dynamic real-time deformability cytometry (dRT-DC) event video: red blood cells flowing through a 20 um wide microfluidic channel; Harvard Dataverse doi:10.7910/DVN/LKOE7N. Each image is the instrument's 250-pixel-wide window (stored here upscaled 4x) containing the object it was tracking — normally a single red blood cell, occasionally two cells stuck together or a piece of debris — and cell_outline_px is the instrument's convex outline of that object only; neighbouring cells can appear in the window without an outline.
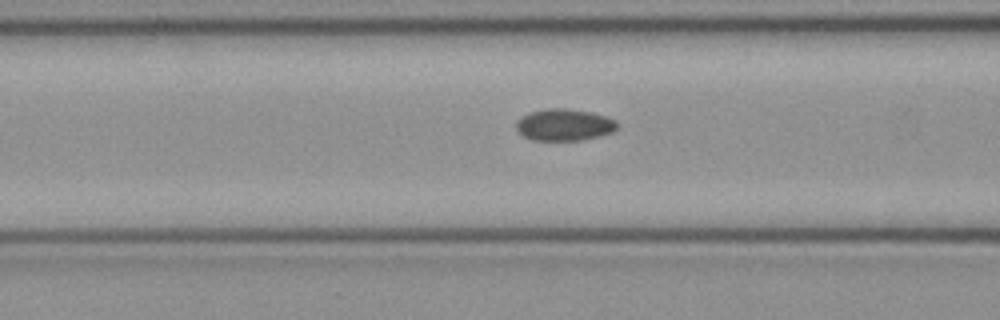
{"species": "common noctule bat (a hibernating species)", "species_latin": "Nyctalus noctula", "temperature_condition": "cold", "stored_images_in_passage": 15, "camera_frame_rate_fps": 3000, "um_per_image_px": 0.085, "animal": {"sex": "female", "body_mass_g": 21.9}, "frame": {"image": 1, "passage_image": 13, "time_ms": 4.0, "image_size_px": [1000, 320], "cell_outline_px": [[616, 128], [612, 132], [600, 136], [584, 140], [532, 140], [516, 132], [516, 120], [532, 112], [548, 108], [564, 108], [592, 112], [608, 116], [616, 120]], "centroid_in_image_um": [47.97, 10.61], "position_along_channel_um": 118.6, "area_um2": 18.79}}